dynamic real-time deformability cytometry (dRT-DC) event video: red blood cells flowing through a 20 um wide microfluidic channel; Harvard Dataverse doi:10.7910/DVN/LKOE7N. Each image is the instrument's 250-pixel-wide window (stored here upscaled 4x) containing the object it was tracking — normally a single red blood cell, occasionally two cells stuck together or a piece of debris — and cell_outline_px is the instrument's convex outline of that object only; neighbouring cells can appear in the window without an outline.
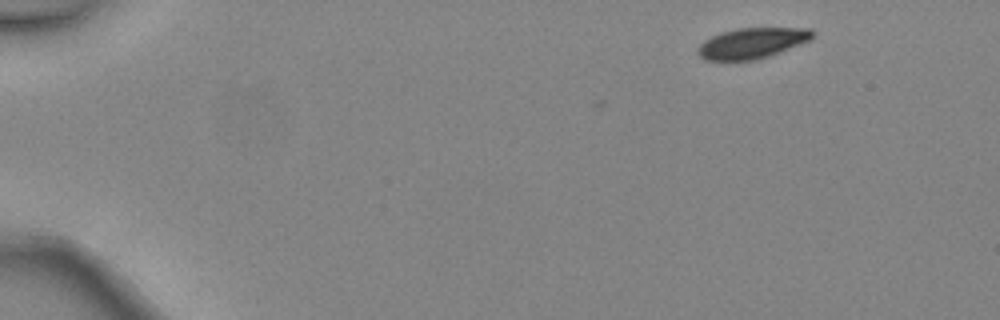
{"species": "common noctule bat (a hibernating species)", "species_latin": "Nyctalus noctula", "temperature_condition": "warm", "stored_images_in_passage": 5, "camera_frame_rate_fps": 3000, "um_per_image_px": 0.085, "animal": {"sex": "female", "body_mass_g": 24.6, "forearm_length_mm": 56.2}, "frame": {"image": 1, "passage_image": 1, "time_ms": 0.0, "image_size_px": [1000, 320], "cell_outline_px": [[812, 36], [808, 40], [768, 56], [756, 60], [704, 60], [696, 52], [696, 48], [704, 40], [720, 32], [736, 28], [812, 28]], "centroid_in_image_um": [63.83, 3.66], "position_along_channel_um": 21.2, "area_um2": 20.23}}
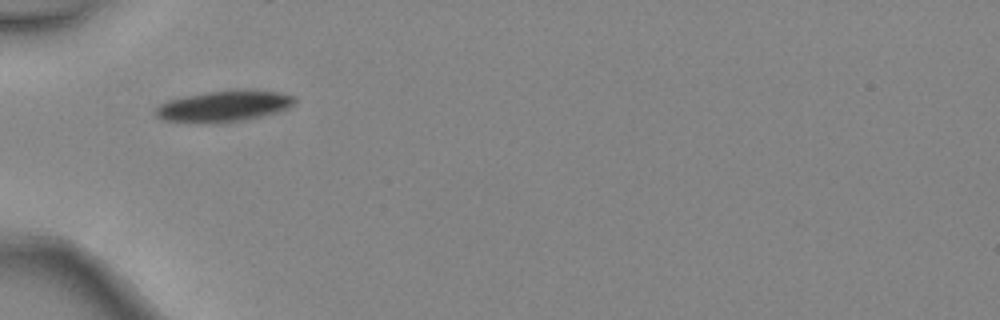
{"frame": {"image": 2, "passage_image": 4, "time_ms": 1.0, "image_size_px": [1000, 320], "cell_outline_px": [[296, 104], [276, 112], [244, 120], [212, 124], [196, 124], [164, 120], [156, 116], [152, 112], [160, 104], [168, 100], [184, 96], [204, 92], [276, 92], [296, 96]], "centroid_in_image_um": [18.93, 9.08], "position_along_channel_um": 66.1, "area_um2": 24.8}}
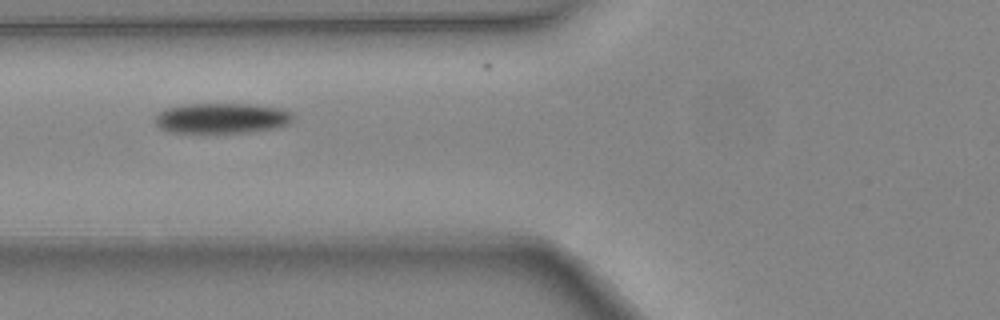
{"frame": {"image": 3, "passage_image": 5, "time_ms": 1.333, "image_size_px": [1000, 320], "cell_outline_px": [[292, 120], [288, 124], [276, 128], [248, 132], [216, 136], [172, 132], [160, 128], [152, 120], [164, 108], [184, 104], [248, 104], [280, 108], [292, 112]], "centroid_in_image_um": [18.79, 10.09], "position_along_channel_um": 107.0, "area_um2": 25.43}}